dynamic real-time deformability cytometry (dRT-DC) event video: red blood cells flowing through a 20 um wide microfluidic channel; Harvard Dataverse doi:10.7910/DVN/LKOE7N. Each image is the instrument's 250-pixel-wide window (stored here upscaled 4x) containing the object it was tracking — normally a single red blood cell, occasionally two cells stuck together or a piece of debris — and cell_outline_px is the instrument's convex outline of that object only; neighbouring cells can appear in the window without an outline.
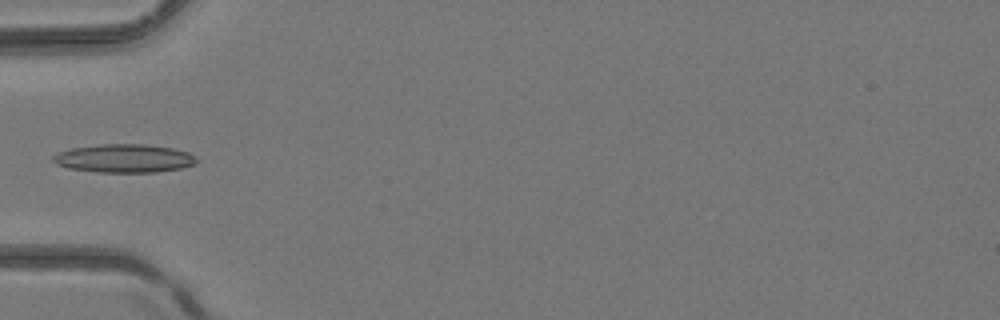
{"species": "common noctule bat (a hibernating species)", "species_latin": "Nyctalus noctula", "temperature_condition": "room temperature", "stored_images_in_passage": 4, "camera_frame_rate_fps": 3000, "um_per_image_px": 0.085, "animal": {"sex": "female", "body_mass_g": 24.6, "forearm_length_mm": 56.2}, "frame": {"image": 1, "passage_image": 3, "time_ms": 3.667, "image_size_px": [1000, 320], "cell_outline_px": [[200, 160], [192, 164], [180, 168], [156, 172], [96, 172], [68, 168], [56, 164], [52, 160], [52, 156], [56, 152], [72, 148], [100, 144], [144, 144], [172, 148], [188, 152]], "centroid_in_image_um": [10.51, 13.46], "position_along_channel_um": 74.5, "area_um2": 23.76}}
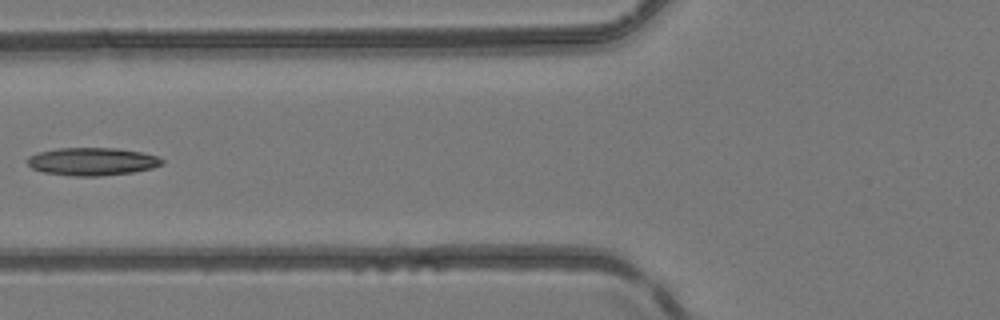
{"frame": {"image": 2, "passage_image": 4, "time_ms": 4.667, "image_size_px": [1000, 320], "cell_outline_px": [[164, 164], [152, 168], [132, 172], [100, 176], [72, 176], [44, 172], [32, 168], [28, 164], [28, 156], [36, 152], [56, 148], [116, 148], [140, 152], [156, 156], [164, 160]], "centroid_in_image_um": [7.82, 13.72], "position_along_channel_um": 118.0, "area_um2": 21.85}}